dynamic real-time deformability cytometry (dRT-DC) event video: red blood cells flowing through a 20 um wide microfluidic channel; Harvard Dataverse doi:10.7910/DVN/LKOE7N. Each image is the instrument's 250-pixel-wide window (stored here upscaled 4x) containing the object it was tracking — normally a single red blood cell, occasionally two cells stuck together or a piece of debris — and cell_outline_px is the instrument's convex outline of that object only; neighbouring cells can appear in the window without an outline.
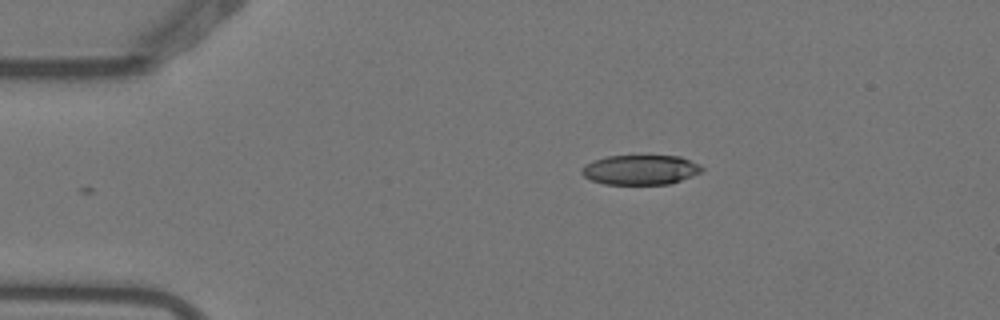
{"species": "Egyptian fruit bat (a non-hibernating species)", "species_latin": "Rousettus aegyptiacus", "temperature_condition": "warm", "stored_images_in_passage": 2, "camera_frame_rate_fps": 3000, "um_per_image_px": 0.085, "animal": {"sex": "female"}, "frame": {"image": 1, "passage_image": 1, "time_ms": 0.0, "image_size_px": [1000, 320], "cell_outline_px": [[704, 168], [700, 172], [680, 180], [668, 184], [604, 184], [592, 180], [584, 176], [580, 172], [580, 168], [584, 164], [608, 156], [680, 156], [700, 164]], "centroid_in_image_um": [54.41, 14.43], "position_along_channel_um": 30.6, "area_um2": 20.69}}